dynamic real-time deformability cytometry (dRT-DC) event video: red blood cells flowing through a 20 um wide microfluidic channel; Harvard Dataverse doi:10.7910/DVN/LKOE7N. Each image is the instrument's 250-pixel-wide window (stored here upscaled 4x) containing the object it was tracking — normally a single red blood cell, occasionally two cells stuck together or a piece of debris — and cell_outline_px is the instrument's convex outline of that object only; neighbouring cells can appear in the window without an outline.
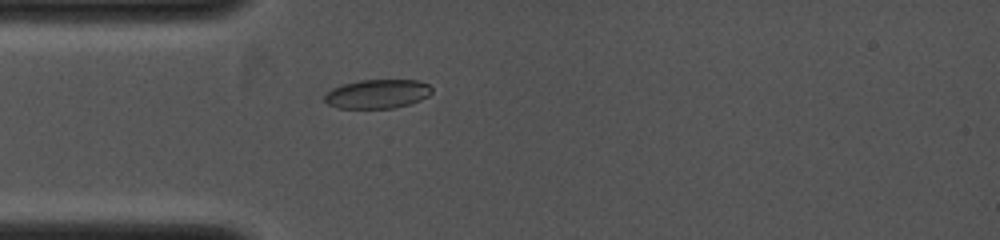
{"species": "common noctule bat (a hibernating species)", "species_latin": "Nyctalus noctula", "temperature_condition": "cold", "stored_images_in_passage": 17, "camera_frame_rate_fps": 4000, "um_per_image_px": 0.085, "animal": {"sex": "female", "body_mass_g": 19.0, "forearm_length_mm": 53.3}, "frame": {"image": 1, "passage_image": 2, "time_ms": 0.5, "image_size_px": [1000, 240], "cell_outline_px": [[432, 92], [428, 96], [420, 100], [408, 104], [392, 108], [336, 108], [328, 104], [324, 100], [324, 96], [332, 88], [344, 84], [360, 80], [416, 80], [428, 84], [432, 88]], "centroid_in_image_um": [32.07, 7.98], "position_along_channel_um": 52.9, "area_um2": 18.03}}
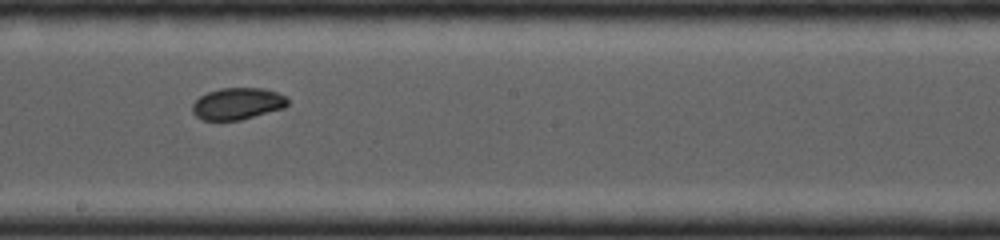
{"frame": {"image": 2, "passage_image": 11, "time_ms": 4.0, "image_size_px": [1000, 240], "cell_outline_px": [[288, 104], [284, 108], [240, 120], [204, 120], [196, 116], [192, 112], [192, 104], [200, 96], [208, 92], [220, 88], [260, 88], [276, 92], [284, 96], [288, 100]], "centroid_in_image_um": [20.17, 8.81], "position_along_channel_um": 228.0, "area_um2": 17.51}}
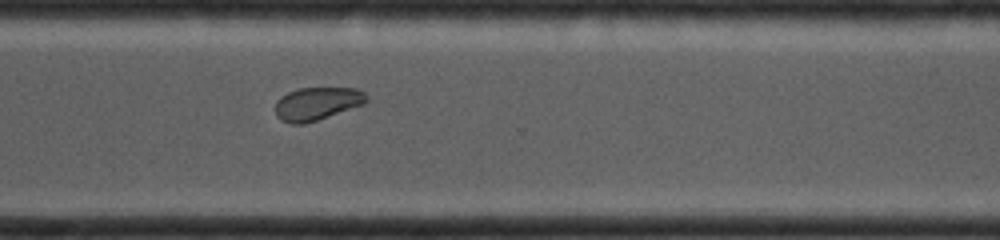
{"frame": {"image": 3, "passage_image": 17, "time_ms": 6.25, "image_size_px": [1000, 240], "cell_outline_px": [[364, 104], [304, 124], [292, 124], [280, 120], [276, 116], [276, 100], [280, 96], [288, 92], [300, 88], [356, 88], [364, 92]], "centroid_in_image_um": [26.88, 8.81], "position_along_channel_um": 343.7, "area_um2": 17.28}}